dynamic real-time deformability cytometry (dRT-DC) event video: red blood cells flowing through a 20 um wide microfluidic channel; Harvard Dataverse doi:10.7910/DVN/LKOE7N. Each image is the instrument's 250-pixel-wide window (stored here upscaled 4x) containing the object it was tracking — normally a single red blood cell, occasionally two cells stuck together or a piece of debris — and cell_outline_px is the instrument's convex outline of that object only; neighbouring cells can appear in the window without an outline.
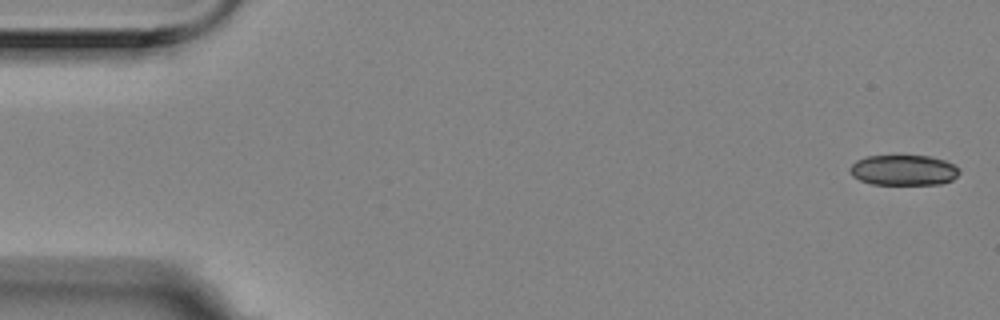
{"species": "Egyptian fruit bat (a non-hibernating species)", "species_latin": "Rousettus aegyptiacus", "temperature_condition": "room temperature", "stored_images_in_passage": 4, "camera_frame_rate_fps": 3000, "um_per_image_px": 0.085, "animal": {"sex": "female"}, "frame": {"image": 1, "passage_image": 1, "time_ms": 0.0, "image_size_px": [1000, 320], "cell_outline_px": [[960, 172], [952, 180], [940, 184], [872, 184], [860, 180], [852, 176], [848, 172], [848, 168], [856, 160], [864, 156], [928, 156], [944, 160], [960, 168]], "centroid_in_image_um": [76.77, 14.46], "position_along_channel_um": 8.2, "area_um2": 19.48}}